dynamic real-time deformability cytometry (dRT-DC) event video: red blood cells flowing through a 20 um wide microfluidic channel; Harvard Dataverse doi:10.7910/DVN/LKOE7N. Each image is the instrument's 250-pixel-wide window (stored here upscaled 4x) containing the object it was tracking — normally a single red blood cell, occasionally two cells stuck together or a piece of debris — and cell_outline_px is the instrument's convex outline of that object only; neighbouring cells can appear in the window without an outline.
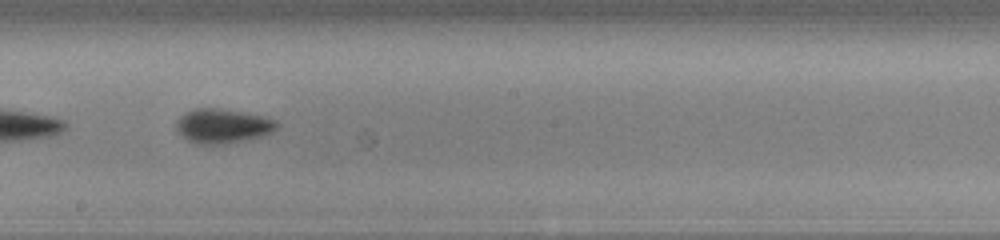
{"species": "common noctule bat (a hibernating species)", "species_latin": "Nyctalus noctula", "temperature_condition": "cold", "stored_images_in_passage": 35, "camera_frame_rate_fps": 3000, "um_per_image_px": 0.085, "animal": {"sex": "male", "body_mass_g": 13.0, "forearm_length_mm": 53.1}, "frame": {"image": 1, "passage_image": 16, "time_ms": 5.0, "image_size_px": [1000, 240], "cell_outline_px": [[280, 124], [272, 132], [260, 136], [220, 144], [200, 144], [188, 140], [176, 128], [176, 120], [184, 112], [196, 108], [220, 108], [260, 116], [276, 120]], "centroid_in_image_um": [18.9, 10.69], "position_along_channel_um": 229.3, "area_um2": 19.71}, "authors_computed_cell_mechanics": {"area_um2": 18.8428, "velocity_mm_per_s": 3.8028, "shape_relaxation_time_tau1_ms": 2.8022, "shape_relaxation_time_tau2_ms": 6.8398, "deformation_change_tau1": 0.1107, "deformation_change_tau2": 0.115}}